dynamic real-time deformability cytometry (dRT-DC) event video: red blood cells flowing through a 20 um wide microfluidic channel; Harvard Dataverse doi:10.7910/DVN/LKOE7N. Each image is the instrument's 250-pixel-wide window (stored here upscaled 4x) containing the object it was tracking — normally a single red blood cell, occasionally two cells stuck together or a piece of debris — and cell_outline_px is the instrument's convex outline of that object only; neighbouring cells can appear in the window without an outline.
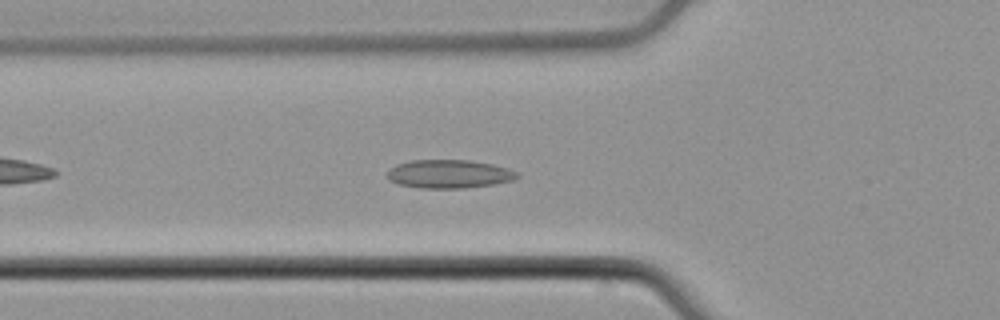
{"species": "common noctule bat (a hibernating species)", "species_latin": "Nyctalus noctula", "temperature_condition": "cold", "stored_images_in_passage": 43, "camera_frame_rate_fps": 3000, "um_per_image_px": 0.085, "animal": {"sex": "male", "body_mass_g": 21.5, "forearm_length_mm": 52.0}, "frame": {"image": 1, "passage_image": 8, "time_ms": 2.333, "image_size_px": [1000, 320], "cell_outline_px": [[520, 176], [516, 180], [492, 184], [464, 188], [420, 188], [400, 184], [388, 180], [388, 172], [392, 168], [400, 164], [412, 160], [468, 160], [492, 164], [508, 168], [516, 172]], "centroid_in_image_um": [38.22, 14.79], "position_along_channel_um": 87.6, "area_um2": 21.33}}
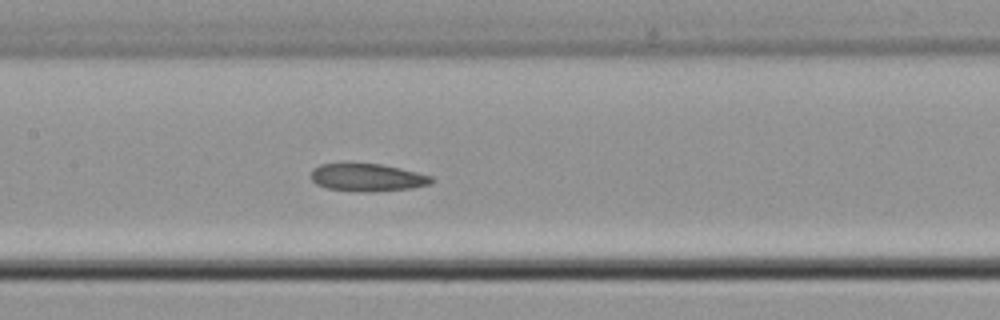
{"frame": {"image": 2, "passage_image": 15, "time_ms": 4.667, "image_size_px": [1000, 320], "cell_outline_px": [[436, 180], [432, 184], [412, 188], [372, 192], [364, 192], [328, 188], [316, 184], [312, 180], [312, 168], [320, 164], [380, 164], [400, 168], [432, 176]], "centroid_in_image_um": [31.27, 15.09], "position_along_channel_um": 176.1, "area_um2": 19.36}}
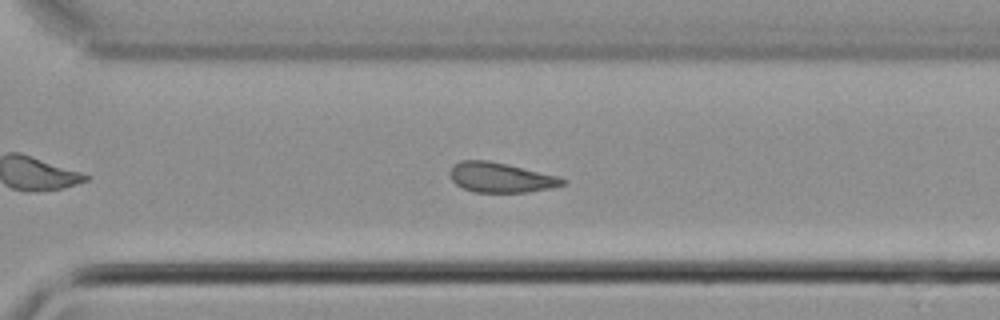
{"frame": {"image": 3, "passage_image": 27, "time_ms": 8.667, "image_size_px": [1000, 320], "cell_outline_px": [[568, 180], [564, 184], [552, 188], [528, 192], [472, 192], [456, 184], [448, 176], [448, 172], [460, 160], [488, 160], [508, 164], [560, 176]], "centroid_in_image_um": [42.58, 15.08], "position_along_channel_um": 328.0, "area_um2": 19.83}, "authors_computed_cell_mechanics": {"area_um2": 19.8254, "velocity_mm_per_s": 3.7949, "shape_relaxation_time_tau1_ms": null, "shape_relaxation_time_tau2_ms": 4.5435, "deformation_change_tau1": null, "deformation_change_tau2": 0.1124}}